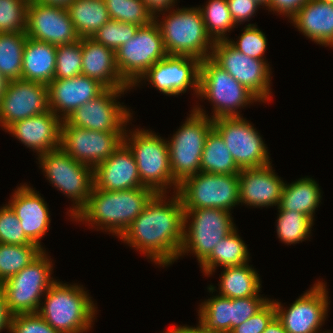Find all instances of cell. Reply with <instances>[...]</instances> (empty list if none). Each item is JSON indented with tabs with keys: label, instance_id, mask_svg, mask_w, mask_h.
Instances as JSON below:
<instances>
[{
	"label": "cell",
	"instance_id": "37",
	"mask_svg": "<svg viewBox=\"0 0 333 333\" xmlns=\"http://www.w3.org/2000/svg\"><path fill=\"white\" fill-rule=\"evenodd\" d=\"M201 14L205 23L208 35L215 41L227 40L225 33L235 28V23L231 17L227 0H209L201 8Z\"/></svg>",
	"mask_w": 333,
	"mask_h": 333
},
{
	"label": "cell",
	"instance_id": "47",
	"mask_svg": "<svg viewBox=\"0 0 333 333\" xmlns=\"http://www.w3.org/2000/svg\"><path fill=\"white\" fill-rule=\"evenodd\" d=\"M275 317V305L270 300L255 315L233 328L229 333H262Z\"/></svg>",
	"mask_w": 333,
	"mask_h": 333
},
{
	"label": "cell",
	"instance_id": "2",
	"mask_svg": "<svg viewBox=\"0 0 333 333\" xmlns=\"http://www.w3.org/2000/svg\"><path fill=\"white\" fill-rule=\"evenodd\" d=\"M155 194L146 186L120 191L93 187L87 204L72 219L85 221L93 228L97 226V230L105 229L120 238Z\"/></svg>",
	"mask_w": 333,
	"mask_h": 333
},
{
	"label": "cell",
	"instance_id": "3",
	"mask_svg": "<svg viewBox=\"0 0 333 333\" xmlns=\"http://www.w3.org/2000/svg\"><path fill=\"white\" fill-rule=\"evenodd\" d=\"M44 296L37 313L53 329L60 333H83L92 328L97 307L82 286L56 280Z\"/></svg>",
	"mask_w": 333,
	"mask_h": 333
},
{
	"label": "cell",
	"instance_id": "45",
	"mask_svg": "<svg viewBox=\"0 0 333 333\" xmlns=\"http://www.w3.org/2000/svg\"><path fill=\"white\" fill-rule=\"evenodd\" d=\"M270 300L261 295L231 299V330L255 315Z\"/></svg>",
	"mask_w": 333,
	"mask_h": 333
},
{
	"label": "cell",
	"instance_id": "52",
	"mask_svg": "<svg viewBox=\"0 0 333 333\" xmlns=\"http://www.w3.org/2000/svg\"><path fill=\"white\" fill-rule=\"evenodd\" d=\"M196 327L193 326H175L172 327L170 330H167L169 333H217L208 330L201 322Z\"/></svg>",
	"mask_w": 333,
	"mask_h": 333
},
{
	"label": "cell",
	"instance_id": "49",
	"mask_svg": "<svg viewBox=\"0 0 333 333\" xmlns=\"http://www.w3.org/2000/svg\"><path fill=\"white\" fill-rule=\"evenodd\" d=\"M309 0H269L267 8L291 19Z\"/></svg>",
	"mask_w": 333,
	"mask_h": 333
},
{
	"label": "cell",
	"instance_id": "42",
	"mask_svg": "<svg viewBox=\"0 0 333 333\" xmlns=\"http://www.w3.org/2000/svg\"><path fill=\"white\" fill-rule=\"evenodd\" d=\"M138 28L135 24L110 19L91 38L116 52L127 40L135 36Z\"/></svg>",
	"mask_w": 333,
	"mask_h": 333
},
{
	"label": "cell",
	"instance_id": "29",
	"mask_svg": "<svg viewBox=\"0 0 333 333\" xmlns=\"http://www.w3.org/2000/svg\"><path fill=\"white\" fill-rule=\"evenodd\" d=\"M312 178H300L290 184L285 183L277 209L297 211L314 221V214L321 202V191Z\"/></svg>",
	"mask_w": 333,
	"mask_h": 333
},
{
	"label": "cell",
	"instance_id": "12",
	"mask_svg": "<svg viewBox=\"0 0 333 333\" xmlns=\"http://www.w3.org/2000/svg\"><path fill=\"white\" fill-rule=\"evenodd\" d=\"M115 55L122 79L132 87L150 67L168 55L157 22L153 20L139 27L135 36L120 46Z\"/></svg>",
	"mask_w": 333,
	"mask_h": 333
},
{
	"label": "cell",
	"instance_id": "15",
	"mask_svg": "<svg viewBox=\"0 0 333 333\" xmlns=\"http://www.w3.org/2000/svg\"><path fill=\"white\" fill-rule=\"evenodd\" d=\"M128 90L106 88L96 98L77 108L65 121L70 126L87 130L125 133L127 123L133 116L130 109L116 101Z\"/></svg>",
	"mask_w": 333,
	"mask_h": 333
},
{
	"label": "cell",
	"instance_id": "17",
	"mask_svg": "<svg viewBox=\"0 0 333 333\" xmlns=\"http://www.w3.org/2000/svg\"><path fill=\"white\" fill-rule=\"evenodd\" d=\"M326 284L318 281L288 309L274 301L276 317L287 333H319L328 315L329 304ZM321 333H330L328 331Z\"/></svg>",
	"mask_w": 333,
	"mask_h": 333
},
{
	"label": "cell",
	"instance_id": "43",
	"mask_svg": "<svg viewBox=\"0 0 333 333\" xmlns=\"http://www.w3.org/2000/svg\"><path fill=\"white\" fill-rule=\"evenodd\" d=\"M228 42L238 51L254 59L265 60L264 52L267 48V38L265 33L258 29L255 24H248L244 28L243 33L238 40L232 41L227 39Z\"/></svg>",
	"mask_w": 333,
	"mask_h": 333
},
{
	"label": "cell",
	"instance_id": "31",
	"mask_svg": "<svg viewBox=\"0 0 333 333\" xmlns=\"http://www.w3.org/2000/svg\"><path fill=\"white\" fill-rule=\"evenodd\" d=\"M252 265L224 267L220 277L219 295L227 298H246L260 295L261 281Z\"/></svg>",
	"mask_w": 333,
	"mask_h": 333
},
{
	"label": "cell",
	"instance_id": "53",
	"mask_svg": "<svg viewBox=\"0 0 333 333\" xmlns=\"http://www.w3.org/2000/svg\"><path fill=\"white\" fill-rule=\"evenodd\" d=\"M262 333H287L282 323L275 317Z\"/></svg>",
	"mask_w": 333,
	"mask_h": 333
},
{
	"label": "cell",
	"instance_id": "18",
	"mask_svg": "<svg viewBox=\"0 0 333 333\" xmlns=\"http://www.w3.org/2000/svg\"><path fill=\"white\" fill-rule=\"evenodd\" d=\"M200 60L190 56L167 55L150 67L131 87L146 80L159 92L175 96L193 87L195 95L199 92Z\"/></svg>",
	"mask_w": 333,
	"mask_h": 333
},
{
	"label": "cell",
	"instance_id": "16",
	"mask_svg": "<svg viewBox=\"0 0 333 333\" xmlns=\"http://www.w3.org/2000/svg\"><path fill=\"white\" fill-rule=\"evenodd\" d=\"M124 133L87 130L61 124L60 147L76 161L95 168L123 143Z\"/></svg>",
	"mask_w": 333,
	"mask_h": 333
},
{
	"label": "cell",
	"instance_id": "30",
	"mask_svg": "<svg viewBox=\"0 0 333 333\" xmlns=\"http://www.w3.org/2000/svg\"><path fill=\"white\" fill-rule=\"evenodd\" d=\"M66 9L80 38L92 37L110 20L104 0H72Z\"/></svg>",
	"mask_w": 333,
	"mask_h": 333
},
{
	"label": "cell",
	"instance_id": "28",
	"mask_svg": "<svg viewBox=\"0 0 333 333\" xmlns=\"http://www.w3.org/2000/svg\"><path fill=\"white\" fill-rule=\"evenodd\" d=\"M57 46L27 37L23 50L22 79L48 85L54 80Z\"/></svg>",
	"mask_w": 333,
	"mask_h": 333
},
{
	"label": "cell",
	"instance_id": "8",
	"mask_svg": "<svg viewBox=\"0 0 333 333\" xmlns=\"http://www.w3.org/2000/svg\"><path fill=\"white\" fill-rule=\"evenodd\" d=\"M198 97L213 103L211 119L241 117V107L260 100L210 57L200 61ZM214 112V113H213Z\"/></svg>",
	"mask_w": 333,
	"mask_h": 333
},
{
	"label": "cell",
	"instance_id": "4",
	"mask_svg": "<svg viewBox=\"0 0 333 333\" xmlns=\"http://www.w3.org/2000/svg\"><path fill=\"white\" fill-rule=\"evenodd\" d=\"M171 10L160 23L158 18H154L167 54L195 57L200 61L211 57L214 41L207 33L199 7Z\"/></svg>",
	"mask_w": 333,
	"mask_h": 333
},
{
	"label": "cell",
	"instance_id": "24",
	"mask_svg": "<svg viewBox=\"0 0 333 333\" xmlns=\"http://www.w3.org/2000/svg\"><path fill=\"white\" fill-rule=\"evenodd\" d=\"M27 184L15 189L8 205L16 213L26 237L43 250L41 240L49 230L50 210L44 199Z\"/></svg>",
	"mask_w": 333,
	"mask_h": 333
},
{
	"label": "cell",
	"instance_id": "13",
	"mask_svg": "<svg viewBox=\"0 0 333 333\" xmlns=\"http://www.w3.org/2000/svg\"><path fill=\"white\" fill-rule=\"evenodd\" d=\"M213 128L223 138L240 169L261 168L272 163L260 133L243 116L215 119Z\"/></svg>",
	"mask_w": 333,
	"mask_h": 333
},
{
	"label": "cell",
	"instance_id": "46",
	"mask_svg": "<svg viewBox=\"0 0 333 333\" xmlns=\"http://www.w3.org/2000/svg\"><path fill=\"white\" fill-rule=\"evenodd\" d=\"M9 333H60L38 313L15 314L11 317Z\"/></svg>",
	"mask_w": 333,
	"mask_h": 333
},
{
	"label": "cell",
	"instance_id": "48",
	"mask_svg": "<svg viewBox=\"0 0 333 333\" xmlns=\"http://www.w3.org/2000/svg\"><path fill=\"white\" fill-rule=\"evenodd\" d=\"M227 3L236 26L249 21L261 6L254 0H227Z\"/></svg>",
	"mask_w": 333,
	"mask_h": 333
},
{
	"label": "cell",
	"instance_id": "1",
	"mask_svg": "<svg viewBox=\"0 0 333 333\" xmlns=\"http://www.w3.org/2000/svg\"><path fill=\"white\" fill-rule=\"evenodd\" d=\"M174 194L167 201L166 193H156L120 237L162 267L179 259L183 242L184 208Z\"/></svg>",
	"mask_w": 333,
	"mask_h": 333
},
{
	"label": "cell",
	"instance_id": "39",
	"mask_svg": "<svg viewBox=\"0 0 333 333\" xmlns=\"http://www.w3.org/2000/svg\"><path fill=\"white\" fill-rule=\"evenodd\" d=\"M111 20L135 24H150L154 18L142 0H104Z\"/></svg>",
	"mask_w": 333,
	"mask_h": 333
},
{
	"label": "cell",
	"instance_id": "7",
	"mask_svg": "<svg viewBox=\"0 0 333 333\" xmlns=\"http://www.w3.org/2000/svg\"><path fill=\"white\" fill-rule=\"evenodd\" d=\"M37 159L50 184L74 201L69 210L72 219L89 200L94 187L93 168L76 161L61 147Z\"/></svg>",
	"mask_w": 333,
	"mask_h": 333
},
{
	"label": "cell",
	"instance_id": "50",
	"mask_svg": "<svg viewBox=\"0 0 333 333\" xmlns=\"http://www.w3.org/2000/svg\"><path fill=\"white\" fill-rule=\"evenodd\" d=\"M147 7L148 12L153 16V18H158L160 14L165 15L166 11H169L174 7L177 0H142ZM158 14V15H156Z\"/></svg>",
	"mask_w": 333,
	"mask_h": 333
},
{
	"label": "cell",
	"instance_id": "34",
	"mask_svg": "<svg viewBox=\"0 0 333 333\" xmlns=\"http://www.w3.org/2000/svg\"><path fill=\"white\" fill-rule=\"evenodd\" d=\"M26 33H0V72L9 80L22 79Z\"/></svg>",
	"mask_w": 333,
	"mask_h": 333
},
{
	"label": "cell",
	"instance_id": "14",
	"mask_svg": "<svg viewBox=\"0 0 333 333\" xmlns=\"http://www.w3.org/2000/svg\"><path fill=\"white\" fill-rule=\"evenodd\" d=\"M260 102L271 98V69L265 60L254 59L235 49L228 40L215 41L210 57Z\"/></svg>",
	"mask_w": 333,
	"mask_h": 333
},
{
	"label": "cell",
	"instance_id": "44",
	"mask_svg": "<svg viewBox=\"0 0 333 333\" xmlns=\"http://www.w3.org/2000/svg\"><path fill=\"white\" fill-rule=\"evenodd\" d=\"M0 243L11 245L34 244L26 237L20 220L8 204L0 207Z\"/></svg>",
	"mask_w": 333,
	"mask_h": 333
},
{
	"label": "cell",
	"instance_id": "35",
	"mask_svg": "<svg viewBox=\"0 0 333 333\" xmlns=\"http://www.w3.org/2000/svg\"><path fill=\"white\" fill-rule=\"evenodd\" d=\"M43 251L37 244L0 243V284L21 271Z\"/></svg>",
	"mask_w": 333,
	"mask_h": 333
},
{
	"label": "cell",
	"instance_id": "26",
	"mask_svg": "<svg viewBox=\"0 0 333 333\" xmlns=\"http://www.w3.org/2000/svg\"><path fill=\"white\" fill-rule=\"evenodd\" d=\"M82 75L98 80L106 88H131L119 73L115 51L91 37L82 38Z\"/></svg>",
	"mask_w": 333,
	"mask_h": 333
},
{
	"label": "cell",
	"instance_id": "27",
	"mask_svg": "<svg viewBox=\"0 0 333 333\" xmlns=\"http://www.w3.org/2000/svg\"><path fill=\"white\" fill-rule=\"evenodd\" d=\"M290 21L314 43L333 47V3L309 0Z\"/></svg>",
	"mask_w": 333,
	"mask_h": 333
},
{
	"label": "cell",
	"instance_id": "54",
	"mask_svg": "<svg viewBox=\"0 0 333 333\" xmlns=\"http://www.w3.org/2000/svg\"><path fill=\"white\" fill-rule=\"evenodd\" d=\"M35 1L47 5H58V6L67 7L72 0H35Z\"/></svg>",
	"mask_w": 333,
	"mask_h": 333
},
{
	"label": "cell",
	"instance_id": "25",
	"mask_svg": "<svg viewBox=\"0 0 333 333\" xmlns=\"http://www.w3.org/2000/svg\"><path fill=\"white\" fill-rule=\"evenodd\" d=\"M62 120L51 110L14 122L6 130L38 156L60 147Z\"/></svg>",
	"mask_w": 333,
	"mask_h": 333
},
{
	"label": "cell",
	"instance_id": "40",
	"mask_svg": "<svg viewBox=\"0 0 333 333\" xmlns=\"http://www.w3.org/2000/svg\"><path fill=\"white\" fill-rule=\"evenodd\" d=\"M82 75V38L72 44L57 46L54 79H68Z\"/></svg>",
	"mask_w": 333,
	"mask_h": 333
},
{
	"label": "cell",
	"instance_id": "51",
	"mask_svg": "<svg viewBox=\"0 0 333 333\" xmlns=\"http://www.w3.org/2000/svg\"><path fill=\"white\" fill-rule=\"evenodd\" d=\"M11 317L12 314L8 310L5 294L0 287V332L3 329L10 330Z\"/></svg>",
	"mask_w": 333,
	"mask_h": 333
},
{
	"label": "cell",
	"instance_id": "10",
	"mask_svg": "<svg viewBox=\"0 0 333 333\" xmlns=\"http://www.w3.org/2000/svg\"><path fill=\"white\" fill-rule=\"evenodd\" d=\"M47 255L44 250L21 271L0 284L12 315L38 312L41 298L56 281L51 278L53 264Z\"/></svg>",
	"mask_w": 333,
	"mask_h": 333
},
{
	"label": "cell",
	"instance_id": "32",
	"mask_svg": "<svg viewBox=\"0 0 333 333\" xmlns=\"http://www.w3.org/2000/svg\"><path fill=\"white\" fill-rule=\"evenodd\" d=\"M247 245L237 233V229L217 243L211 255L200 265L204 275H212L218 266L233 267L247 264Z\"/></svg>",
	"mask_w": 333,
	"mask_h": 333
},
{
	"label": "cell",
	"instance_id": "57",
	"mask_svg": "<svg viewBox=\"0 0 333 333\" xmlns=\"http://www.w3.org/2000/svg\"><path fill=\"white\" fill-rule=\"evenodd\" d=\"M321 1L328 2V3H333V0H321Z\"/></svg>",
	"mask_w": 333,
	"mask_h": 333
},
{
	"label": "cell",
	"instance_id": "36",
	"mask_svg": "<svg viewBox=\"0 0 333 333\" xmlns=\"http://www.w3.org/2000/svg\"><path fill=\"white\" fill-rule=\"evenodd\" d=\"M199 322L208 330L217 333L231 331V298L216 295L200 304Z\"/></svg>",
	"mask_w": 333,
	"mask_h": 333
},
{
	"label": "cell",
	"instance_id": "23",
	"mask_svg": "<svg viewBox=\"0 0 333 333\" xmlns=\"http://www.w3.org/2000/svg\"><path fill=\"white\" fill-rule=\"evenodd\" d=\"M93 178L94 187L104 191L145 187L141 183L136 160L124 143L93 169Z\"/></svg>",
	"mask_w": 333,
	"mask_h": 333
},
{
	"label": "cell",
	"instance_id": "20",
	"mask_svg": "<svg viewBox=\"0 0 333 333\" xmlns=\"http://www.w3.org/2000/svg\"><path fill=\"white\" fill-rule=\"evenodd\" d=\"M49 110L48 85L24 79L13 80L0 100V126L6 131L14 122Z\"/></svg>",
	"mask_w": 333,
	"mask_h": 333
},
{
	"label": "cell",
	"instance_id": "5",
	"mask_svg": "<svg viewBox=\"0 0 333 333\" xmlns=\"http://www.w3.org/2000/svg\"><path fill=\"white\" fill-rule=\"evenodd\" d=\"M200 107L195 106L182 126L167 140L171 173L176 187L200 172L205 141L213 129V119Z\"/></svg>",
	"mask_w": 333,
	"mask_h": 333
},
{
	"label": "cell",
	"instance_id": "33",
	"mask_svg": "<svg viewBox=\"0 0 333 333\" xmlns=\"http://www.w3.org/2000/svg\"><path fill=\"white\" fill-rule=\"evenodd\" d=\"M200 171L211 174H238L241 171L223 138L214 128L209 132L205 141Z\"/></svg>",
	"mask_w": 333,
	"mask_h": 333
},
{
	"label": "cell",
	"instance_id": "38",
	"mask_svg": "<svg viewBox=\"0 0 333 333\" xmlns=\"http://www.w3.org/2000/svg\"><path fill=\"white\" fill-rule=\"evenodd\" d=\"M277 217V237L281 242L291 245L306 240L311 234L313 220L297 211L279 210Z\"/></svg>",
	"mask_w": 333,
	"mask_h": 333
},
{
	"label": "cell",
	"instance_id": "55",
	"mask_svg": "<svg viewBox=\"0 0 333 333\" xmlns=\"http://www.w3.org/2000/svg\"><path fill=\"white\" fill-rule=\"evenodd\" d=\"M9 82L10 81L0 72V100L5 93Z\"/></svg>",
	"mask_w": 333,
	"mask_h": 333
},
{
	"label": "cell",
	"instance_id": "22",
	"mask_svg": "<svg viewBox=\"0 0 333 333\" xmlns=\"http://www.w3.org/2000/svg\"><path fill=\"white\" fill-rule=\"evenodd\" d=\"M272 165L241 169L239 202L254 207L279 206L285 182L274 173Z\"/></svg>",
	"mask_w": 333,
	"mask_h": 333
},
{
	"label": "cell",
	"instance_id": "11",
	"mask_svg": "<svg viewBox=\"0 0 333 333\" xmlns=\"http://www.w3.org/2000/svg\"><path fill=\"white\" fill-rule=\"evenodd\" d=\"M184 209L218 208L231 211L239 202L238 174L198 172L178 186Z\"/></svg>",
	"mask_w": 333,
	"mask_h": 333
},
{
	"label": "cell",
	"instance_id": "6",
	"mask_svg": "<svg viewBox=\"0 0 333 333\" xmlns=\"http://www.w3.org/2000/svg\"><path fill=\"white\" fill-rule=\"evenodd\" d=\"M127 131L123 143L136 160L141 183L156 193H167L166 189L173 185V193L177 192L178 187L171 173L167 140L145 129Z\"/></svg>",
	"mask_w": 333,
	"mask_h": 333
},
{
	"label": "cell",
	"instance_id": "19",
	"mask_svg": "<svg viewBox=\"0 0 333 333\" xmlns=\"http://www.w3.org/2000/svg\"><path fill=\"white\" fill-rule=\"evenodd\" d=\"M27 37L54 46L80 40L66 7L29 0L27 6Z\"/></svg>",
	"mask_w": 333,
	"mask_h": 333
},
{
	"label": "cell",
	"instance_id": "21",
	"mask_svg": "<svg viewBox=\"0 0 333 333\" xmlns=\"http://www.w3.org/2000/svg\"><path fill=\"white\" fill-rule=\"evenodd\" d=\"M105 89L98 80L84 75L54 79L48 84L49 109L61 120H65L77 108L96 98Z\"/></svg>",
	"mask_w": 333,
	"mask_h": 333
},
{
	"label": "cell",
	"instance_id": "9",
	"mask_svg": "<svg viewBox=\"0 0 333 333\" xmlns=\"http://www.w3.org/2000/svg\"><path fill=\"white\" fill-rule=\"evenodd\" d=\"M232 221L230 211L223 209H184L183 242L179 257L191 251L201 265L217 243L236 229Z\"/></svg>",
	"mask_w": 333,
	"mask_h": 333
},
{
	"label": "cell",
	"instance_id": "41",
	"mask_svg": "<svg viewBox=\"0 0 333 333\" xmlns=\"http://www.w3.org/2000/svg\"><path fill=\"white\" fill-rule=\"evenodd\" d=\"M29 0H0V33H25Z\"/></svg>",
	"mask_w": 333,
	"mask_h": 333
},
{
	"label": "cell",
	"instance_id": "56",
	"mask_svg": "<svg viewBox=\"0 0 333 333\" xmlns=\"http://www.w3.org/2000/svg\"><path fill=\"white\" fill-rule=\"evenodd\" d=\"M256 1L259 5L263 6V7H267L268 6V1L269 0H254Z\"/></svg>",
	"mask_w": 333,
	"mask_h": 333
}]
</instances>
